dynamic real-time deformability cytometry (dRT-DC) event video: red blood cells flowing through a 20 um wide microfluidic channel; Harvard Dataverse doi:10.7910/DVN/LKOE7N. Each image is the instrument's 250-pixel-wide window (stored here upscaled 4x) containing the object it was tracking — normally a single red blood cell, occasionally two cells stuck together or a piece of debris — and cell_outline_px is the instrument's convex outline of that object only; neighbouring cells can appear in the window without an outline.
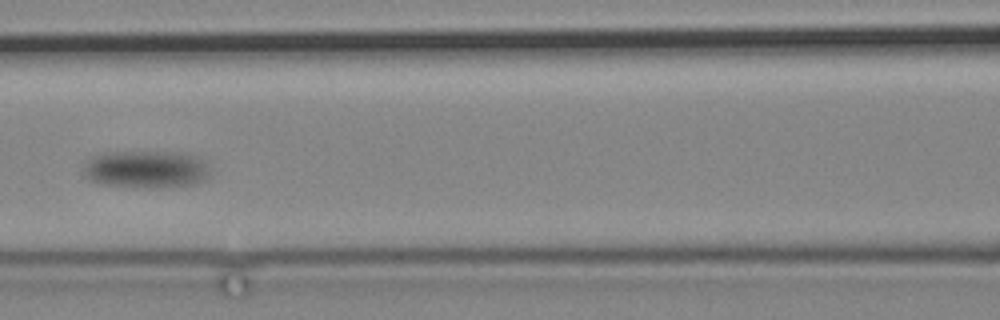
{"species": "common noctule bat (a hibernating species)", "species_latin": "Nyctalus noctula", "temperature_condition": "cold", "stored_images_in_passage": 16, "camera_frame_rate_fps": 3000, "um_per_image_px": 0.085, "animal": {"sex": "male", "body_mass_g": 19.2, "forearm_length_mm": 51.8}, "frame": {"image": 1, "passage_image": 16, "time_ms": 19.333, "image_size_px": [1000, 320], "cell_outline_px": [[208, 176], [204, 180], [192, 184], [152, 188], [100, 184], [88, 180], [84, 172], [84, 168], [88, 160], [92, 156], [104, 152], [180, 152], [196, 156], [208, 164]], "centroid_in_image_um": [12.4, 14.38], "position_along_channel_um": 154.2, "area_um2": 27.63}}